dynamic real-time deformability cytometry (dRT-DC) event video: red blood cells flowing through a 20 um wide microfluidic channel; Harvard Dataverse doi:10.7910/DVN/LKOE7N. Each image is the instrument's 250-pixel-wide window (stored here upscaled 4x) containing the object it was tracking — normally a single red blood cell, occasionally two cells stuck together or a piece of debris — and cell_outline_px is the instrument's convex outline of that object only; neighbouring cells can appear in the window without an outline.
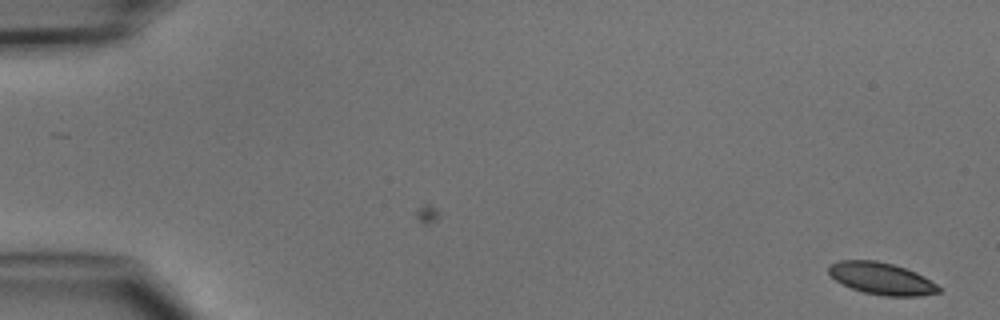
{"species": "common noctule bat (a hibernating species)", "species_latin": "Nyctalus noctula", "temperature_condition": "cold", "stored_images_in_passage": 2, "camera_frame_rate_fps": 3000, "um_per_image_px": 0.085, "animal": {"sex": "male", "body_mass_g": 15.6}, "frame": {"image": 1, "passage_image": 2, "time_ms": 1.0, "image_size_px": [1000, 320], "cell_outline_px": [[944, 288], [940, 292], [920, 296], [884, 296], [864, 292], [852, 288], [836, 280], [828, 272], [828, 264], [840, 260], [876, 260], [892, 264], [916, 272], [924, 276]], "centroid_in_image_um": [74.96, 23.67], "position_along_channel_um": 10.0, "area_um2": 20.58}}